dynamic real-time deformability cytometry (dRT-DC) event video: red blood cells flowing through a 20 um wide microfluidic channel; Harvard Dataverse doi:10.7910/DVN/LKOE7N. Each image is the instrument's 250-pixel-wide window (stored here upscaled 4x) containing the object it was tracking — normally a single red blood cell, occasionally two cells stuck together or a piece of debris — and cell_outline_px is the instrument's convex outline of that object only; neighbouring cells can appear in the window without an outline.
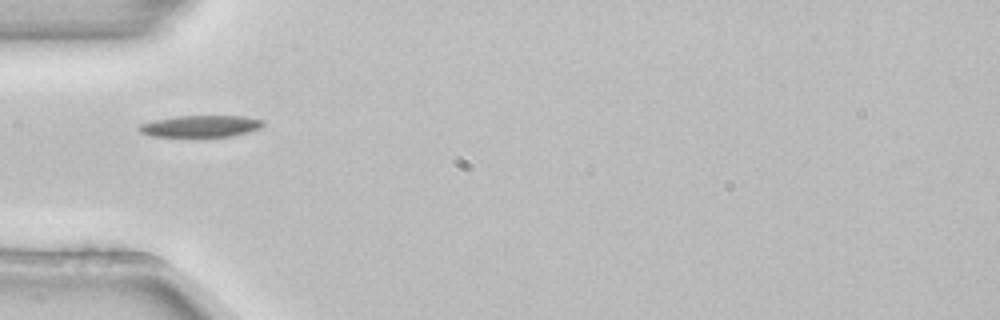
{"species": "common noctule bat (a hibernating species)", "species_latin": "Nyctalus noctula", "temperature_condition": "room temperature", "stored_images_in_passage": 1, "camera_frame_rate_fps": 3000, "um_per_image_px": 0.085, "animal": {"sex": "female", "body_mass_g": 22.7, "forearm_length_mm": 54.2}, "frame": {"image": 1, "passage_image": 1, "time_ms": 0.0, "image_size_px": [1000, 320], "cell_outline_px": [[264, 124], [260, 128], [248, 132], [232, 136], [148, 136], [140, 132], [136, 128], [140, 124], [156, 120], [176, 116], [244, 116], [264, 120]], "centroid_in_image_um": [17.05, 10.72], "position_along_channel_um": 67.9, "area_um2": 15.61}}